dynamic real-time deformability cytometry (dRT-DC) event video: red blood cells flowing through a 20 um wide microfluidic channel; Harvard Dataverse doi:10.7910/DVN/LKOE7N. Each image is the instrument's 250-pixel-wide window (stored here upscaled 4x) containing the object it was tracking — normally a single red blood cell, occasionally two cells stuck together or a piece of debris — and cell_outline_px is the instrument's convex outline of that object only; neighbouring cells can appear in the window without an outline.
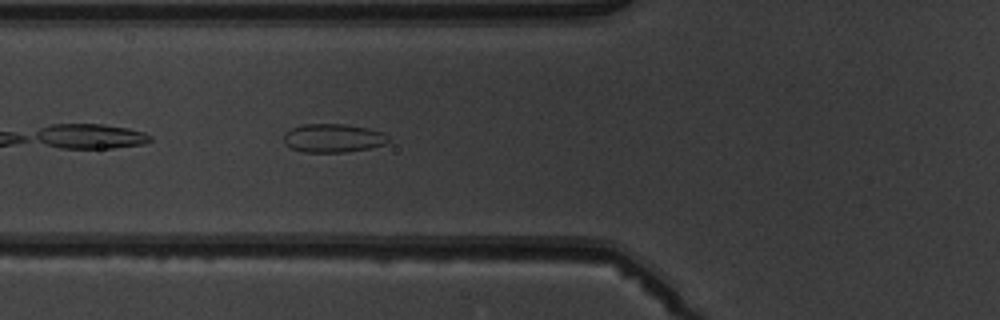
{"species": "common noctule bat (a hibernating species)", "species_latin": "Nyctalus noctula", "temperature_condition": "warm", "stored_images_in_passage": 2, "camera_frame_rate_fps": 3000, "um_per_image_px": 0.085, "animal": {"sex": "male", "body_mass_g": 19.5, "forearm_length_mm": 54.6}, "frame": {"image": 1, "passage_image": 2, "time_ms": 1.0, "image_size_px": [1000, 320], "cell_outline_px": [[392, 140], [384, 144], [368, 148], [344, 152], [304, 152], [292, 148], [284, 144], [284, 132], [292, 128], [304, 124], [344, 124], [368, 128], [384, 132]], "centroid_in_image_um": [28.32, 11.73], "position_along_channel_um": 97.5, "area_um2": 17.46}}